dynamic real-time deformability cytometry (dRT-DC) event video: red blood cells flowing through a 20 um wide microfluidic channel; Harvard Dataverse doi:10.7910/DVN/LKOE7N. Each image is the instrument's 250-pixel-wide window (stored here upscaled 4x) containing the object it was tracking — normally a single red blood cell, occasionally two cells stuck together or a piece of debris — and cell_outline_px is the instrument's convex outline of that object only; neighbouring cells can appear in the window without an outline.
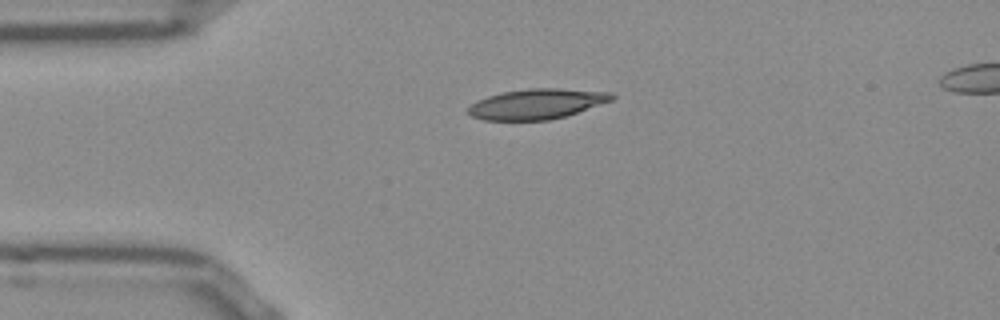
{"species": "Egyptian fruit bat (a non-hibernating species)", "species_latin": "Rousettus aegyptiacus", "temperature_condition": "room temperature", "stored_images_in_passage": 42, "segment_of_instrument_passage": [1, 2], "camera_frame_rate_fps": 3000, "um_per_image_px": 0.085, "frame": {"image": 1, "passage_image": 1, "time_ms": 0.0, "image_size_px": [1000, 320], "cell_outline_px": [[616, 96], [612, 100], [564, 116], [548, 120], [484, 120], [472, 116], [464, 112], [476, 100], [500, 92], [528, 88], [560, 88], [612, 92]], "centroid_in_image_um": [45.59, 8.82], "position_along_channel_um": 39.4, "area_um2": 25.32}}
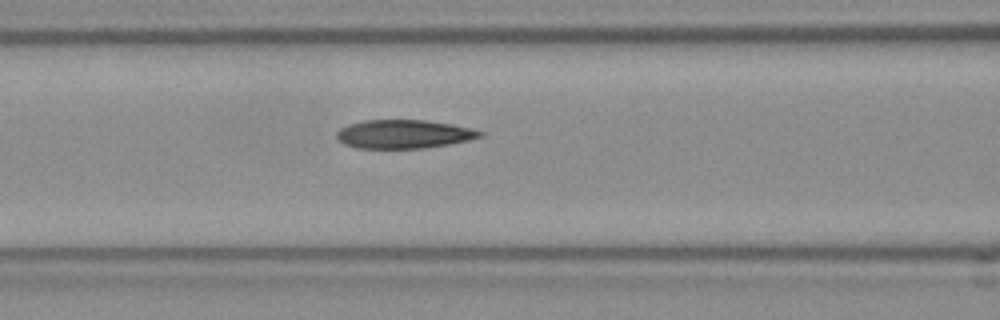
{"frame": {"image": 2, "passage_image": 10, "time_ms": 3.0, "image_size_px": [1000, 320], "cell_outline_px": [[484, 136], [468, 140], [448, 144], [424, 148], [356, 148], [344, 144], [336, 136], [336, 132], [340, 128], [348, 124], [364, 120], [424, 120], [452, 124], [484, 132]], "centroid_in_image_um": [34.3, 11.4], "position_along_channel_um": 132.3, "area_um2": 23.81}}
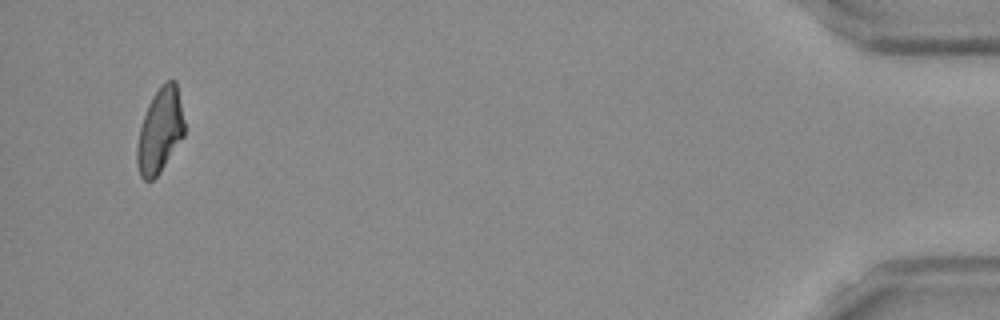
{"frame": {"image": 3, "passage_image": 39, "time_ms": 12.667, "image_size_px": [1000, 320], "cell_outline_px": [[184, 136], [160, 172], [152, 180], [144, 180], [140, 176], [136, 164], [136, 148], [140, 128], [148, 104], [152, 96], [160, 84], [168, 80], [176, 80], [184, 120]], "centroid_in_image_um": [13.59, 11.1], "position_along_channel_um": 421.6, "area_um2": 23.41}}